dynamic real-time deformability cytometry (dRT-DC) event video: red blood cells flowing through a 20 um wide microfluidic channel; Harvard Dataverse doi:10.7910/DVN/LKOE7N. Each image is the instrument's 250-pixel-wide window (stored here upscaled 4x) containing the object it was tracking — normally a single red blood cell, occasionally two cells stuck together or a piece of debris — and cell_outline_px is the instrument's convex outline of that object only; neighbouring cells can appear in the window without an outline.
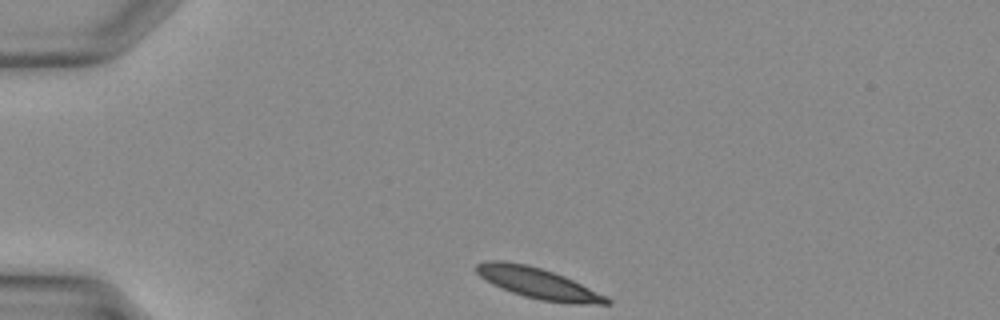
{"species": "Egyptian fruit bat (a non-hibernating species)", "species_latin": "Rousettus aegyptiacus", "temperature_condition": "warm", "stored_images_in_passage": 26, "camera_frame_rate_fps": 3000, "um_per_image_px": 0.085, "animal": {"sex": "female"}, "frame": {"image": 1, "passage_image": 1, "time_ms": 0.0, "image_size_px": [1000, 320], "cell_outline_px": [[612, 304], [568, 304], [540, 300], [524, 296], [512, 292], [492, 284], [484, 280], [476, 272], [476, 264], [484, 260], [504, 260], [528, 264], [564, 276], [612, 300]], "centroid_in_image_um": [45.67, 24.07], "position_along_channel_um": 39.3, "area_um2": 23.29}}
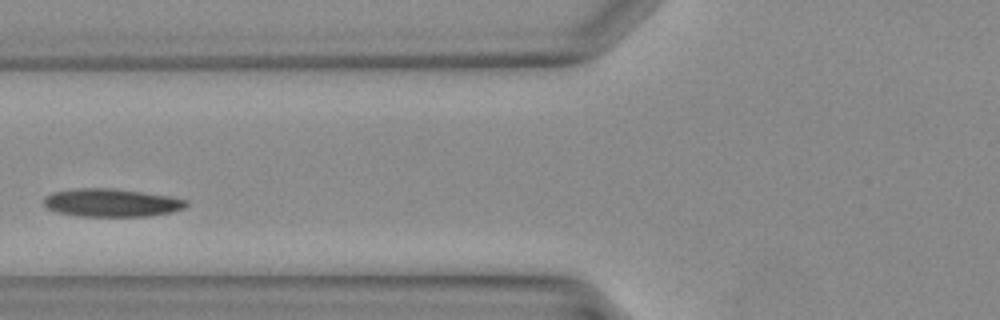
{"frame": {"image": 2, "passage_image": 8, "time_ms": 2.333, "image_size_px": [1000, 320], "cell_outline_px": [[188, 204], [184, 208], [172, 212], [148, 216], [76, 216], [56, 212], [48, 208], [44, 204], [44, 196], [52, 192], [80, 188], [108, 188], [140, 192], [168, 196], [188, 200]], "centroid_in_image_um": [9.46, 17.24], "position_along_channel_um": 116.3, "area_um2": 23.18}}
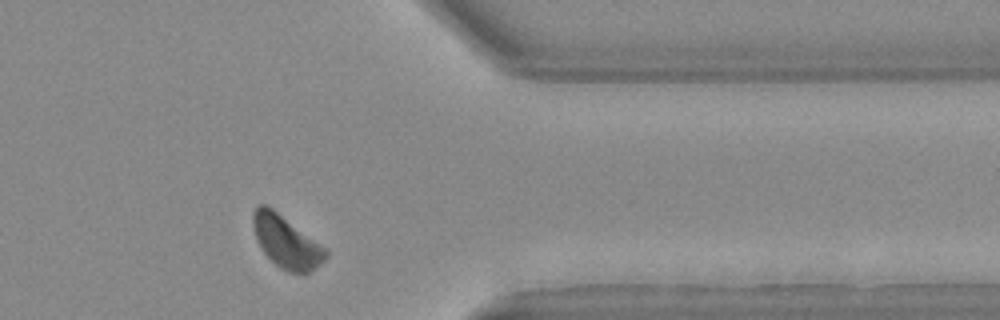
{"frame": {"image": 3, "passage_image": 24, "time_ms": 7.667, "image_size_px": [1000, 320], "cell_outline_px": [[328, 256], [316, 268], [304, 276], [288, 272], [280, 268], [264, 252], [256, 236], [252, 224], [252, 212], [260, 204], [264, 204], [272, 208], [328, 248]], "centroid_in_image_um": [24.39, 20.58], "position_along_channel_um": 387.0, "area_um2": 22.31}}